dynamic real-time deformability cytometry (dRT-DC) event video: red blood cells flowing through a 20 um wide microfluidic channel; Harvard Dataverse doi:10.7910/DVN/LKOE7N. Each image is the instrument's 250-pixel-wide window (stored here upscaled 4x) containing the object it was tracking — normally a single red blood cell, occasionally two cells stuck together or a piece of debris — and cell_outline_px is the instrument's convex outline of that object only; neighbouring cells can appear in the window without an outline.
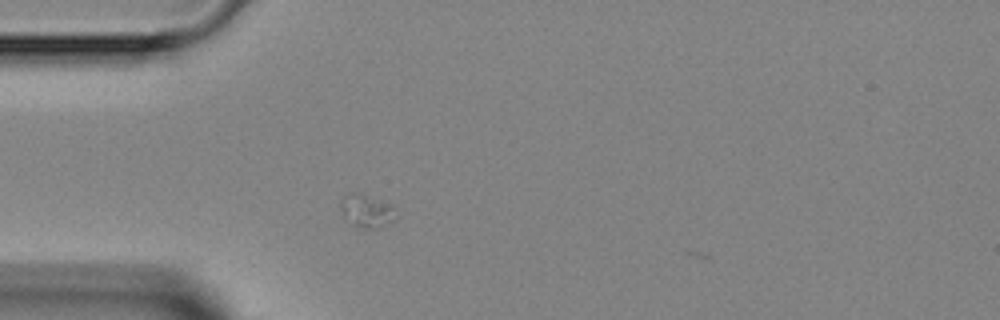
{"species": "Egyptian fruit bat (a non-hibernating species)", "species_latin": "Rousettus aegyptiacus", "temperature_condition": "room temperature", "stored_images_in_passage": 2, "camera_frame_rate_fps": 3000, "um_per_image_px": 0.085, "animal": {"sex": "female"}, "frame": {"image": 1, "passage_image": 2, "time_ms": 1.333, "image_size_px": [1000, 320], "cell_outline_px": [[400, 216], [376, 228], [360, 228], [352, 224], [344, 216], [340, 208], [340, 200], [344, 196], [352, 192], [356, 192], [388, 204]], "centroid_in_image_um": [31.13, 17.93], "position_along_channel_um": 53.9, "area_um2": 10.29}}